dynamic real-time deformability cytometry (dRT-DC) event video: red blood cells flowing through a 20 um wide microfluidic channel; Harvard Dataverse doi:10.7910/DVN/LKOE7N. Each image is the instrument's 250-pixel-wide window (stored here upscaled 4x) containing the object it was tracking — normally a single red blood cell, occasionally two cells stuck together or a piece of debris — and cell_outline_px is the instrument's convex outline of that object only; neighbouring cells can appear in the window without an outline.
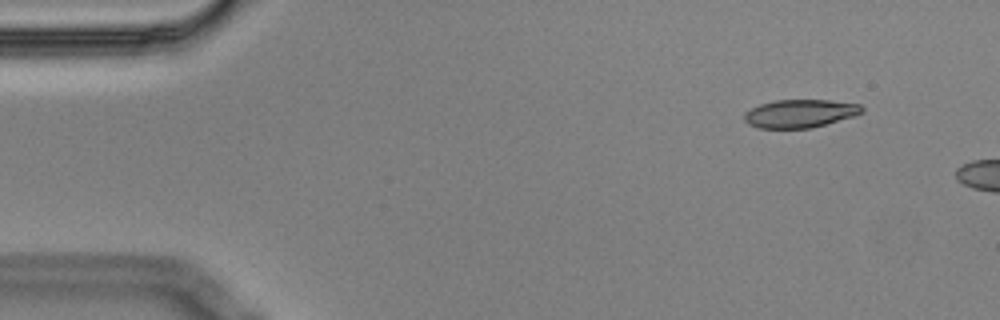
{"species": "Egyptian fruit bat (a non-hibernating species)", "species_latin": "Rousettus aegyptiacus", "temperature_condition": "cold", "stored_images_in_passage": 3, "camera_frame_rate_fps": 3000, "um_per_image_px": 0.085, "animal": {"sex": "male"}, "frame": {"image": 1, "passage_image": 1, "time_ms": 0.0, "image_size_px": [1000, 320], "cell_outline_px": [[864, 112], [852, 116], [812, 128], [756, 128], [748, 124], [744, 120], [744, 112], [760, 104], [776, 100], [828, 100], [860, 104], [864, 108]], "centroid_in_image_um": [67.98, 9.65], "position_along_channel_um": 17.0, "area_um2": 19.25}}